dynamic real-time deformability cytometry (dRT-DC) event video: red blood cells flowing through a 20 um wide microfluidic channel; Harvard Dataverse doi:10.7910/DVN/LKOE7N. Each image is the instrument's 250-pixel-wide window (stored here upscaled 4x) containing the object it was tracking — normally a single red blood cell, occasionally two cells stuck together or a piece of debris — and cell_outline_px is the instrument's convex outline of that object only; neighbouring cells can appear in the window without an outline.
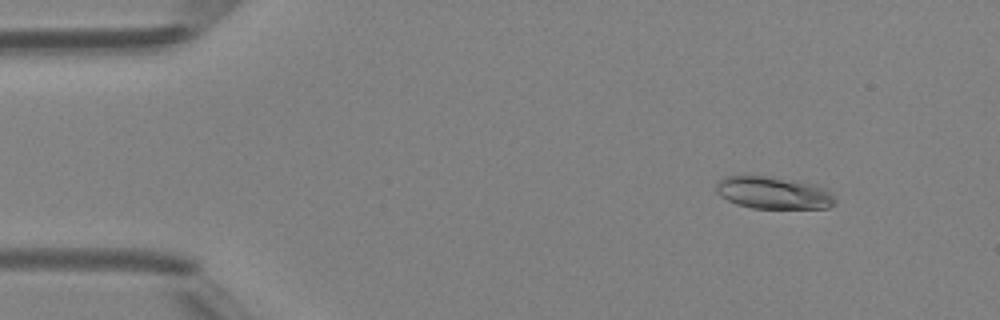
{"species": "Egyptian fruit bat (a non-hibernating species)", "species_latin": "Rousettus aegyptiacus", "temperature_condition": "room temperature", "stored_images_in_passage": 5, "camera_frame_rate_fps": 3000, "um_per_image_px": 0.085, "animal": {"sex": "female"}, "frame": {"image": 1, "passage_image": 2, "time_ms": 1.333, "image_size_px": [1000, 320], "cell_outline_px": [[836, 204], [828, 208], [752, 208], [736, 204], [720, 196], [716, 192], [716, 184], [724, 176], [744, 172], [796, 180], [816, 184], [832, 192], [836, 200]], "centroid_in_image_um": [65.71, 16.34], "position_along_channel_um": 19.3, "area_um2": 23.29}}
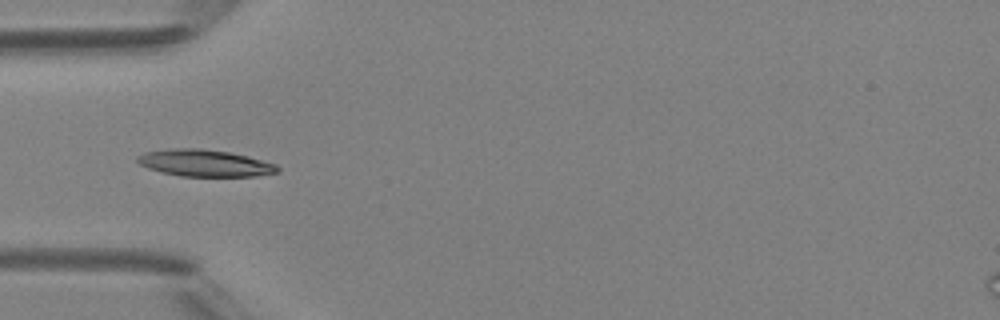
{"frame": {"image": 2, "passage_image": 5, "time_ms": 4.667, "image_size_px": [1000, 320], "cell_outline_px": [[280, 172], [256, 176], [180, 176], [160, 172], [148, 168], [140, 164], [136, 160], [136, 156], [144, 152], [168, 148], [200, 148], [228, 152], [248, 156], [276, 164], [280, 168]], "centroid_in_image_um": [17.39, 13.86], "position_along_channel_um": 67.6, "area_um2": 22.08}}